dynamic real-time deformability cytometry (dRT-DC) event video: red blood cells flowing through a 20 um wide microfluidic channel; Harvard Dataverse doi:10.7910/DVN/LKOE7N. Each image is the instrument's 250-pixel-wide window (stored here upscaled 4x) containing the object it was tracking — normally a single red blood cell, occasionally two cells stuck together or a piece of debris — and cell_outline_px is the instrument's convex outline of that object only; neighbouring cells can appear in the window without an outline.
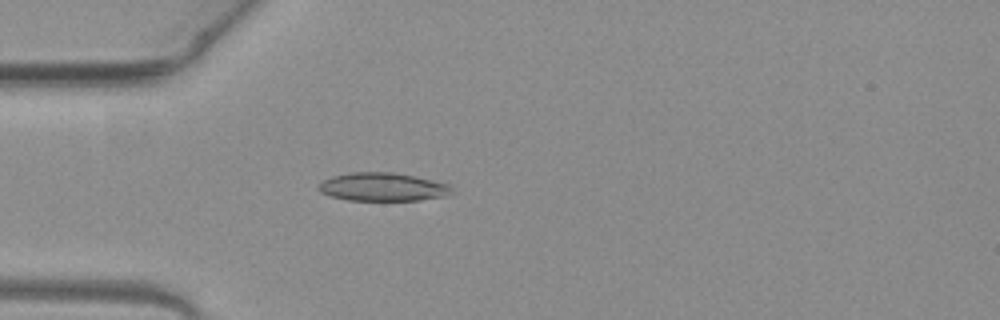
{"species": "common noctule bat (a hibernating species)", "species_latin": "Nyctalus noctula", "temperature_condition": "warm", "stored_images_in_passage": 50, "camera_frame_rate_fps": 3000, "um_per_image_px": 0.085, "animal": {"sex": "female", "body_mass_g": 19.3, "forearm_length_mm": 54.1}, "frame": {"image": 1, "passage_image": 14, "time_ms": 4.333, "image_size_px": [1000, 320], "cell_outline_px": [[452, 192], [448, 196], [420, 200], [348, 200], [332, 196], [320, 192], [316, 188], [316, 184], [332, 176], [352, 172], [392, 172], [432, 180], [448, 184], [452, 188]], "centroid_in_image_um": [32.5, 15.89], "position_along_channel_um": 52.5, "area_um2": 21.96}}
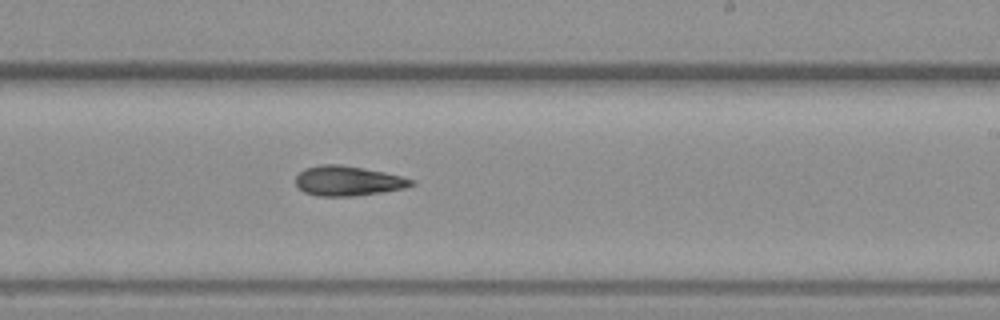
{"frame": {"image": 2, "passage_image": 30, "time_ms": 9.667, "image_size_px": [1000, 320], "cell_outline_px": [[416, 184], [404, 188], [356, 196], [316, 196], [304, 192], [296, 184], [296, 176], [304, 168], [320, 164], [340, 164], [384, 172], [416, 180]], "centroid_in_image_um": [29.57, 15.37], "position_along_channel_um": 259.4, "area_um2": 20.11}}
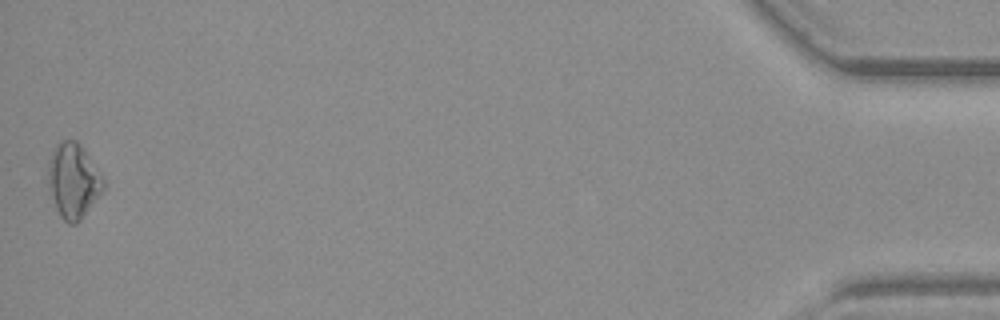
{"frame": {"image": 3, "passage_image": 50, "time_ms": 16.333, "image_size_px": [1000, 320], "cell_outline_px": [[104, 188], [80, 220], [76, 224], [68, 224], [60, 216], [56, 208], [48, 184], [48, 164], [52, 152], [56, 144], [60, 140], [76, 140], [100, 172], [104, 180]], "centroid_in_image_um": [6.21, 15.36], "position_along_channel_um": 429.0, "area_um2": 23.64}, "authors_computed_cell_mechanics": {"area_um2": 20.4323, "velocity_mm_per_s": 4.029, "shape_relaxation_time_tau1_ms": 6.1344, "shape_relaxation_time_tau2_ms": 5.1578, "deformation_change_tau1": 0.1643, "deformation_change_tau2": 0.1512}}